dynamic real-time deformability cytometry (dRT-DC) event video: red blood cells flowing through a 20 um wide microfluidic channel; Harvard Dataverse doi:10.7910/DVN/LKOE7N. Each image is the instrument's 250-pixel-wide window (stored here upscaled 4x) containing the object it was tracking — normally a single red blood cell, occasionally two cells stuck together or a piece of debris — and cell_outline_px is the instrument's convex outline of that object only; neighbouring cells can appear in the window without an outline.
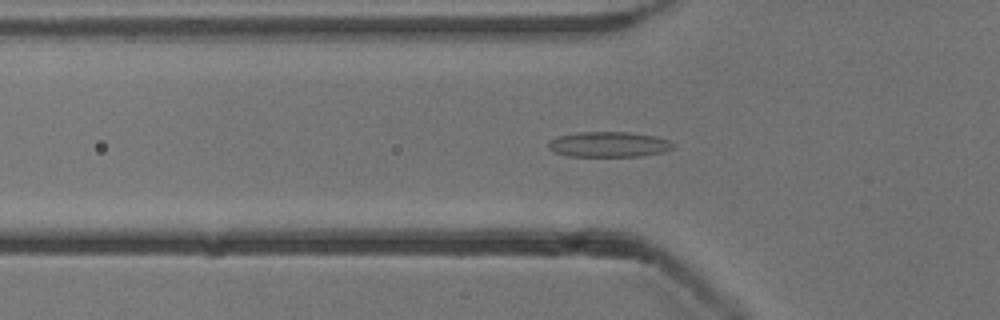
{"species": "common noctule bat (a hibernating species)", "species_latin": "Nyctalus noctula", "temperature_condition": "cold", "stored_images_in_passage": 42, "camera_frame_rate_fps": 3000, "um_per_image_px": 0.085, "animal": {"sex": "male", "body_mass_g": 13.3}, "frame": {"image": 1, "passage_image": 6, "time_ms": 1.667, "image_size_px": [1000, 320], "cell_outline_px": [[676, 144], [672, 148], [664, 152], [640, 156], [568, 156], [556, 152], [548, 148], [548, 140], [556, 136], [576, 132], [628, 132], [656, 136], [668, 140]], "centroid_in_image_um": [51.73, 12.26], "position_along_channel_um": 74.1, "area_um2": 18.55}}
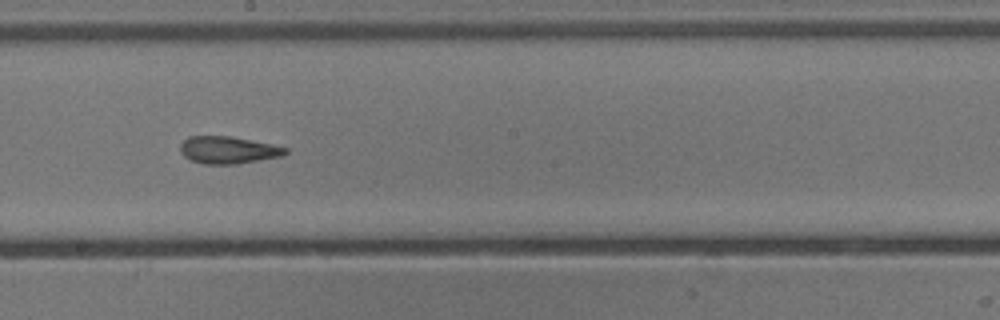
{"frame": {"image": 2, "passage_image": 18, "time_ms": 5.667, "image_size_px": [1000, 320], "cell_outline_px": [[288, 152], [280, 156], [236, 164], [204, 164], [192, 160], [184, 156], [180, 152], [180, 144], [188, 136], [232, 136], [272, 144], [288, 148]], "centroid_in_image_um": [19.37, 12.74], "position_along_channel_um": 228.8, "area_um2": 16.65}}
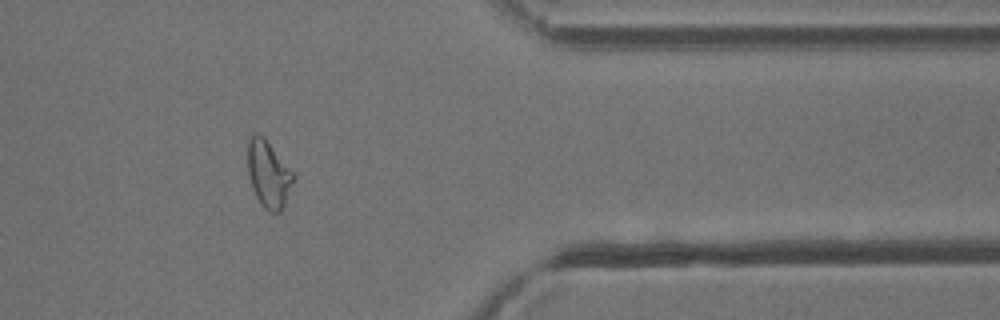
{"frame": {"image": 3, "passage_image": 32, "time_ms": 10.333, "image_size_px": [1000, 320], "cell_outline_px": [[296, 180], [280, 212], [268, 212], [260, 204], [252, 188], [248, 172], [248, 140], [252, 132], [256, 132], [264, 136], [296, 176]], "centroid_in_image_um": [22.83, 14.78], "position_along_channel_um": 388.6, "area_um2": 18.03}, "authors_computed_cell_mechanics": {"area_um2": 17.2822, "velocity_mm_per_s": 3.8324, "shape_relaxation_time_tau1_ms": null, "shape_relaxation_time_tau2_ms": 2.9901, "deformation_change_tau1": null, "deformation_change_tau2": 0.1155}}